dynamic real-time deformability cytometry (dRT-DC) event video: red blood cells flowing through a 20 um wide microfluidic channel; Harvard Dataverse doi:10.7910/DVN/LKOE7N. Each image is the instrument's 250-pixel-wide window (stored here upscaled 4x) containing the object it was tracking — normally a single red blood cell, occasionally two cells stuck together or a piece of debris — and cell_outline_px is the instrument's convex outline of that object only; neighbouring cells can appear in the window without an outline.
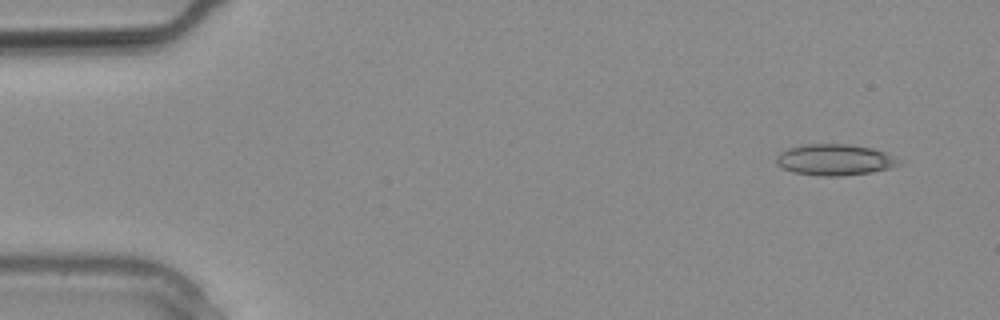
{"species": "common noctule bat (a hibernating species)", "species_latin": "Nyctalus noctula", "temperature_condition": "warm", "stored_images_in_passage": 12, "camera_frame_rate_fps": 3000, "um_per_image_px": 0.085, "animal": {"sex": "male", "body_mass_g": 20.4}, "frame": {"image": 1, "passage_image": 1, "time_ms": 0.0, "image_size_px": [1000, 320], "cell_outline_px": [[900, 164], [888, 168], [872, 172], [840, 176], [824, 176], [792, 172], [776, 164], [776, 156], [780, 152], [788, 148], [804, 144], [848, 144], [872, 148], [884, 152], [900, 160]], "centroid_in_image_um": [70.92, 13.58], "position_along_channel_um": 14.1, "area_um2": 22.14}}
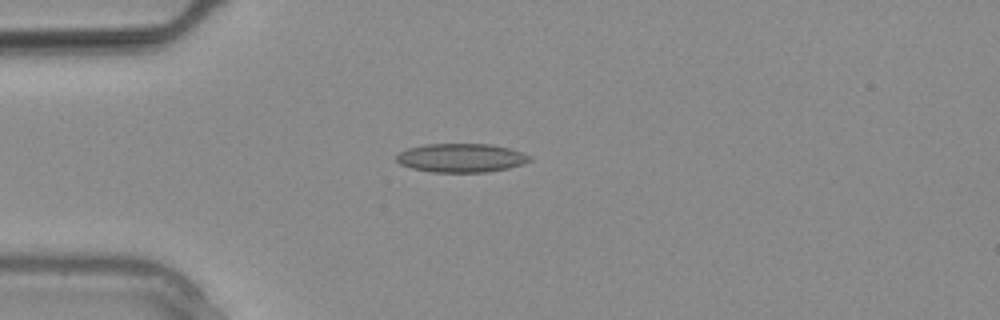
{"frame": {"image": 2, "passage_image": 6, "time_ms": 1.667, "image_size_px": [1000, 320], "cell_outline_px": [[532, 160], [508, 168], [484, 172], [432, 172], [412, 168], [400, 164], [396, 160], [396, 156], [400, 152], [408, 148], [424, 144], [492, 144], [508, 148], [532, 156]], "centroid_in_image_um": [39.18, 13.41], "position_along_channel_um": 45.8, "area_um2": 22.2}}
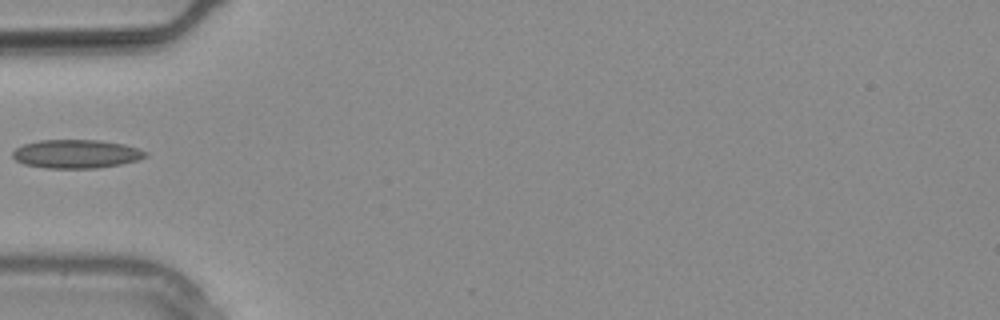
{"frame": {"image": 3, "passage_image": 8, "time_ms": 2.333, "image_size_px": [1000, 320], "cell_outline_px": [[148, 156], [136, 160], [120, 164], [96, 168], [44, 168], [24, 164], [16, 160], [12, 156], [12, 152], [16, 148], [24, 144], [40, 140], [100, 140], [124, 144], [148, 152]], "centroid_in_image_um": [6.47, 13.08], "position_along_channel_um": 78.5, "area_um2": 22.08}}